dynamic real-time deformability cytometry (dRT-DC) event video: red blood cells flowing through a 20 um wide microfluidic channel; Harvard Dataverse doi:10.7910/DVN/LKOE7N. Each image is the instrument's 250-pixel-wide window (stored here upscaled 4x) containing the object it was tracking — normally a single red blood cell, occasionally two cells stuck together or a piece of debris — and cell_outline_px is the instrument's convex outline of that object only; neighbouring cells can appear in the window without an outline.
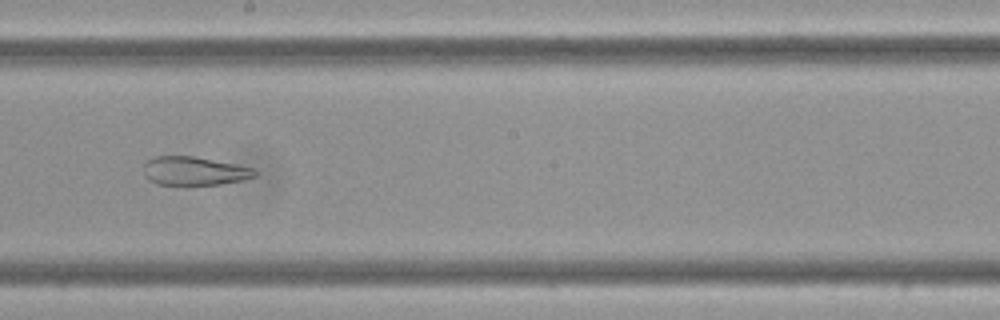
{"species": "Egyptian fruit bat (a non-hibernating species)", "species_latin": "Rousettus aegyptiacus", "temperature_condition": "cold", "stored_images_in_passage": 14, "camera_frame_rate_fps": 3000, "um_per_image_px": 0.085, "frame": {"image": 1, "passage_image": 8, "time_ms": 2.333, "image_size_px": [1000, 320], "cell_outline_px": [[256, 176], [244, 180], [220, 184], [156, 184], [148, 180], [144, 176], [144, 164], [152, 156], [192, 156], [236, 164], [252, 168], [256, 172]], "centroid_in_image_um": [16.48, 14.53], "position_along_channel_um": 231.7, "area_um2": 18.44}}